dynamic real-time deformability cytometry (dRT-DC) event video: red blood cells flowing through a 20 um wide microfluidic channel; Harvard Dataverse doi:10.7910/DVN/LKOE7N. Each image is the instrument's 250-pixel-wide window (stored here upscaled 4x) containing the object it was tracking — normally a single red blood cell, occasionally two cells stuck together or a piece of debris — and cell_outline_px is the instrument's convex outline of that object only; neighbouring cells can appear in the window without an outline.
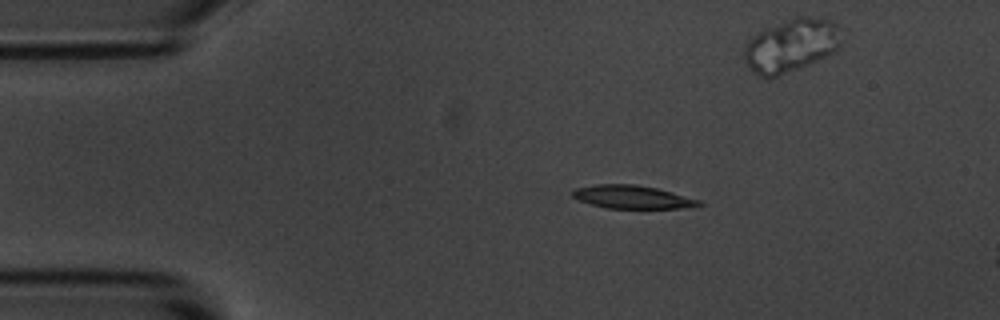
{"species": "common noctule bat (a hibernating species)", "species_latin": "Nyctalus noctula", "temperature_condition": "room temperature", "stored_images_in_passage": 6, "camera_frame_rate_fps": 3000, "um_per_image_px": 0.085, "animal": {"sex": "male", "body_mass_g": 20.1, "forearm_length_mm": 53.5}, "frame": {"image": 1, "passage_image": 2, "time_ms": 1.333, "image_size_px": [1000, 320], "cell_outline_px": [[704, 204], [692, 208], [608, 208], [592, 204], [580, 200], [572, 196], [568, 192], [572, 188], [596, 184], [636, 184], [656, 188], [672, 192], [700, 200]], "centroid_in_image_um": [53.73, 16.73], "position_along_channel_um": 31.3, "area_um2": 17.22}}
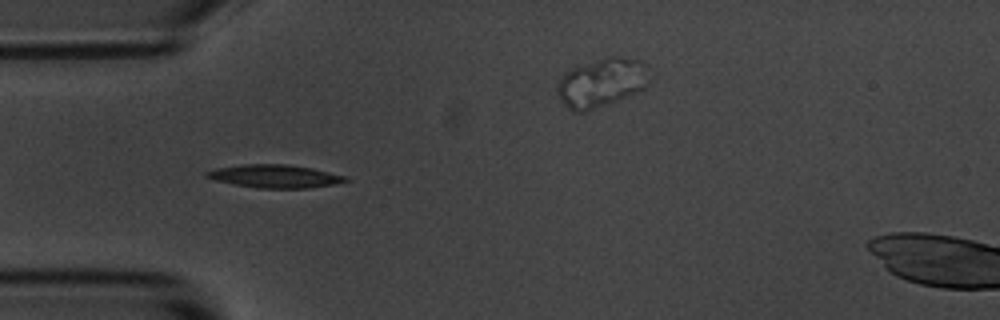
{"frame": {"image": 2, "passage_image": 4, "time_ms": 3.333, "image_size_px": [1000, 320], "cell_outline_px": [[348, 180], [336, 184], [308, 188], [256, 188], [216, 180], [204, 176], [204, 172], [216, 168], [240, 164], [288, 164], [312, 168], [344, 176]], "centroid_in_image_um": [23.32, 14.97], "position_along_channel_um": 61.7, "area_um2": 18.55}}
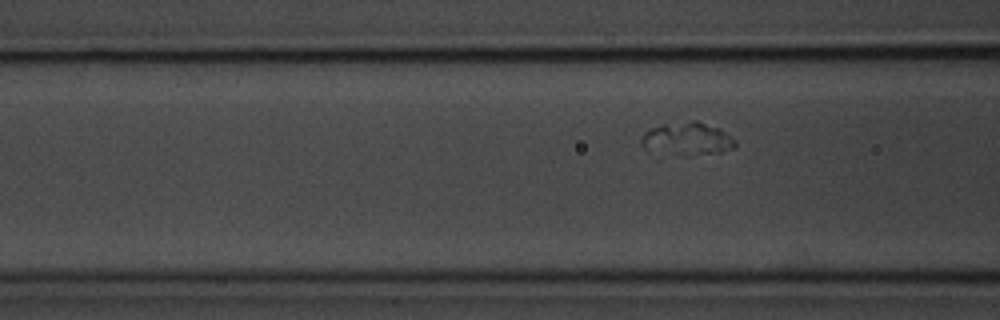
{"frame": {"image": 3, "passage_image": 6, "time_ms": 6.667, "image_size_px": [1000, 320], "cell_outline_px": [[736, 148], [720, 152], [688, 156], [648, 152], [640, 144], [640, 136], [644, 132], [660, 124], [692, 120], [696, 120], [720, 128], [736, 140]], "centroid_in_image_um": [58.37, 11.81], "position_along_channel_um": 108.2, "area_um2": 18.67}}